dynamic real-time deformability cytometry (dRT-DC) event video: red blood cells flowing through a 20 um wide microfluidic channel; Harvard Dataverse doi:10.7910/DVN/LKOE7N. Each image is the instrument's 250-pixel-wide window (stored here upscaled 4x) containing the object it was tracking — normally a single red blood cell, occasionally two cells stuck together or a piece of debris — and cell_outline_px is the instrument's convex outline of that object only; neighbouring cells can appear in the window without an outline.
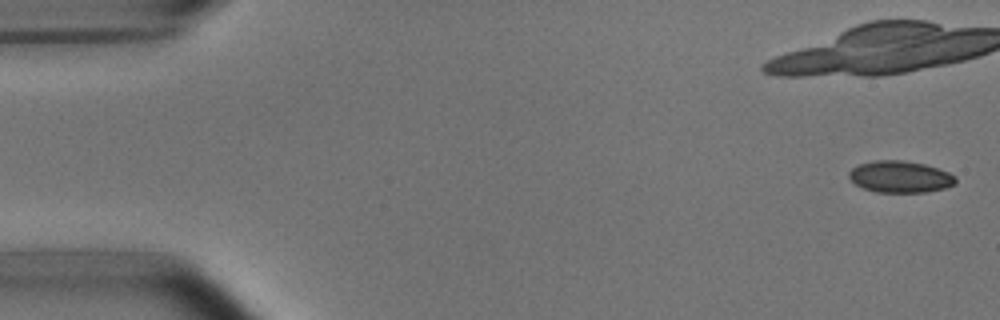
{"species": "common noctule bat (a hibernating species)", "species_latin": "Nyctalus noctula", "temperature_condition": "room temperature", "stored_images_in_passage": 7, "camera_frame_rate_fps": 3000, "um_per_image_px": 0.085, "animal": {"sex": "male", "body_mass_g": 15.6}, "frame": {"image": 1, "passage_image": 1, "time_ms": 0.0, "image_size_px": [1000, 320], "cell_outline_px": [[956, 184], [944, 188], [924, 192], [876, 192], [864, 188], [856, 184], [848, 176], [848, 172], [852, 168], [860, 164], [876, 160], [904, 160], [924, 164], [948, 172], [956, 176]], "centroid_in_image_um": [76.52, 15.02], "position_along_channel_um": 8.5, "area_um2": 19.59}}